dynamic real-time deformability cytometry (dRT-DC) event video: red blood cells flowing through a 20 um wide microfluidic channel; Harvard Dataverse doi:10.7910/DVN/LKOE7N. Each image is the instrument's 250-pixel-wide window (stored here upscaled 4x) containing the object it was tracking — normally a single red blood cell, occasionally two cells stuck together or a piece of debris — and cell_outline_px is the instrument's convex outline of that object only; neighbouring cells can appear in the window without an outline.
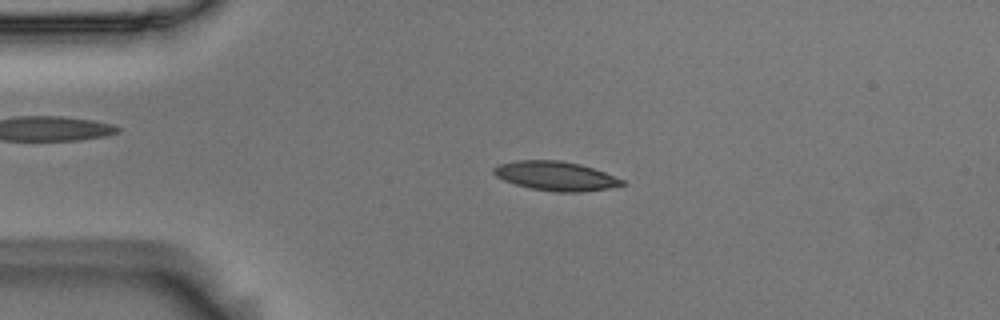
{"species": "Egyptian fruit bat (a non-hibernating species)", "species_latin": "Rousettus aegyptiacus", "temperature_condition": "room temperature", "stored_images_in_passage": 54, "camera_frame_rate_fps": 3000, "um_per_image_px": 0.085, "animal": {"sex": "male"}, "frame": {"image": 1, "passage_image": 11, "time_ms": 3.333, "image_size_px": [1000, 320], "cell_outline_px": [[628, 184], [612, 188], [580, 192], [556, 192], [532, 188], [516, 184], [504, 180], [496, 176], [492, 172], [492, 168], [500, 164], [516, 160], [560, 160], [580, 164], [604, 172], [624, 180]], "centroid_in_image_um": [47.26, 14.96], "position_along_channel_um": 37.7, "area_um2": 21.85}}
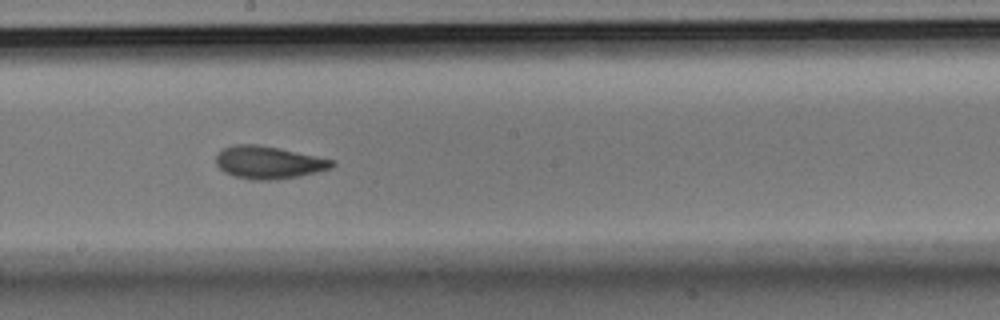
{"frame": {"image": 2, "passage_image": 29, "time_ms": 9.333, "image_size_px": [1000, 320], "cell_outline_px": [[336, 164], [332, 168], [300, 176], [272, 180], [248, 180], [224, 172], [216, 164], [216, 156], [224, 148], [236, 144], [256, 144], [280, 148], [336, 160]], "centroid_in_image_um": [22.87, 13.81], "position_along_channel_um": 225.3, "area_um2": 22.14}}
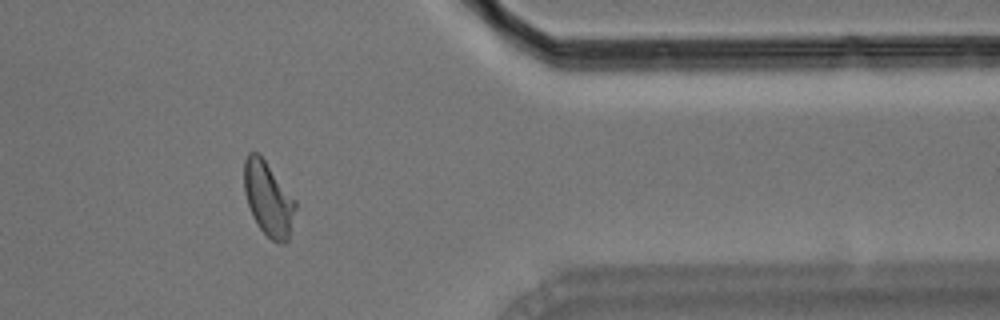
{"frame": {"image": 3, "passage_image": 44, "time_ms": 14.333, "image_size_px": [1000, 320], "cell_outline_px": [[296, 208], [288, 240], [284, 244], [280, 244], [272, 240], [260, 228], [252, 216], [244, 192], [244, 160], [248, 152], [256, 152], [264, 160], [296, 200]], "centroid_in_image_um": [22.8, 16.92], "position_along_channel_um": 388.6, "area_um2": 21.96}, "authors_computed_cell_mechanics": {"area_um2": 21.7039, "velocity_mm_per_s": 3.6298, "shape_relaxation_time_tau1_ms": 4.8454, "shape_relaxation_time_tau2_ms": 2.362, "deformation_change_tau1": 0.1475, "deformation_change_tau2": 0.0779}}